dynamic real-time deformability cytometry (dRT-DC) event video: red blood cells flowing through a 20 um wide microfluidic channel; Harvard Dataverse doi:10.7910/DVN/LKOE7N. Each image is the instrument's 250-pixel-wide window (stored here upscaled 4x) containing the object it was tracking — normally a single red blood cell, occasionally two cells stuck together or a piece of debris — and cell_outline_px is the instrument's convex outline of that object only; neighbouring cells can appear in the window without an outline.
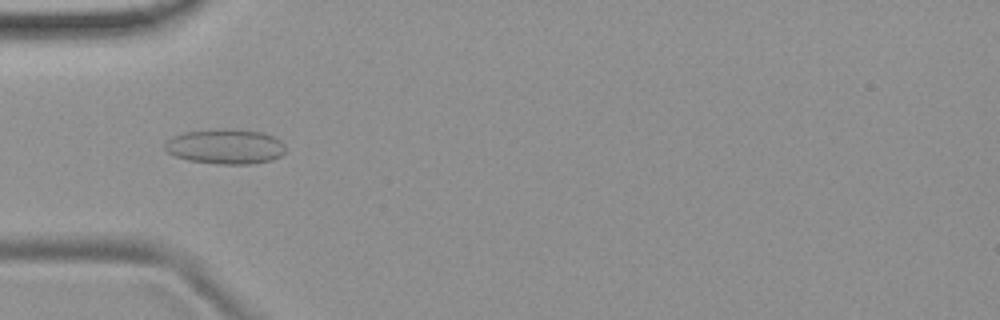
{"species": "common noctule bat (a hibernating species)", "species_latin": "Nyctalus noctula", "temperature_condition": "room temperature", "stored_images_in_passage": 5, "camera_frame_rate_fps": 3000, "um_per_image_px": 0.085, "animal": {"sex": "female", "body_mass_g": 19.9}, "frame": {"image": 1, "passage_image": 4, "time_ms": 4.0, "image_size_px": [1000, 320], "cell_outline_px": [[284, 152], [280, 156], [272, 160], [248, 164], [220, 164], [188, 160], [176, 156], [168, 152], [164, 148], [164, 144], [168, 140], [184, 132], [224, 128], [232, 128], [260, 132], [272, 136], [280, 140], [284, 144]], "centroid_in_image_um": [19.17, 12.45], "position_along_channel_um": 65.8, "area_um2": 24.45}}
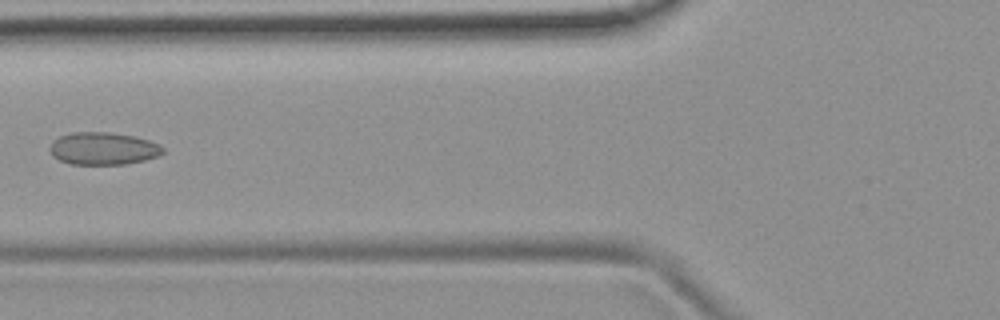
{"frame": {"image": 2, "passage_image": 5, "time_ms": 5.333, "image_size_px": [1000, 320], "cell_outline_px": [[164, 152], [156, 156], [144, 160], [124, 164], [72, 164], [60, 160], [52, 156], [48, 148], [60, 136], [72, 132], [108, 132], [136, 136], [160, 144], [164, 148]], "centroid_in_image_um": [8.78, 12.62], "position_along_channel_um": 117.0, "area_um2": 21.33}}